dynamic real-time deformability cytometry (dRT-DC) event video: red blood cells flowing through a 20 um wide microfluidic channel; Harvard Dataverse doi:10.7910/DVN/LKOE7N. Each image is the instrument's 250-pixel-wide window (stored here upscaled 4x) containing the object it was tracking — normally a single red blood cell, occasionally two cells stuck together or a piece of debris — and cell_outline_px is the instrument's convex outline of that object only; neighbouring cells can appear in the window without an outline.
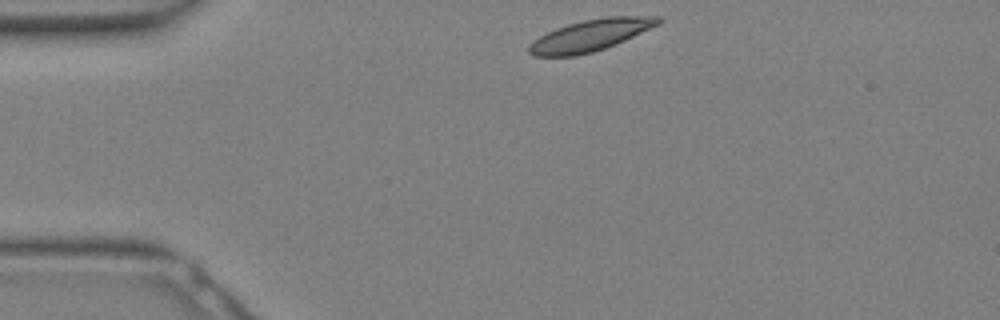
{"species": "Egyptian fruit bat (a non-hibernating species)", "species_latin": "Rousettus aegyptiacus", "temperature_condition": "warm", "stored_images_in_passage": 6, "camera_frame_rate_fps": 3000, "um_per_image_px": 0.085, "animal": {"sex": "female"}, "frame": {"image": 1, "passage_image": 1, "time_ms": 0.0, "image_size_px": [1000, 320], "cell_outline_px": [[664, 20], [660, 24], [616, 44], [592, 52], [576, 56], [532, 56], [528, 52], [528, 44], [540, 36], [556, 28], [568, 24], [584, 20], [608, 16], [660, 16]], "centroid_in_image_um": [50.2, 3.0], "position_along_channel_um": 34.8, "area_um2": 23.76}}
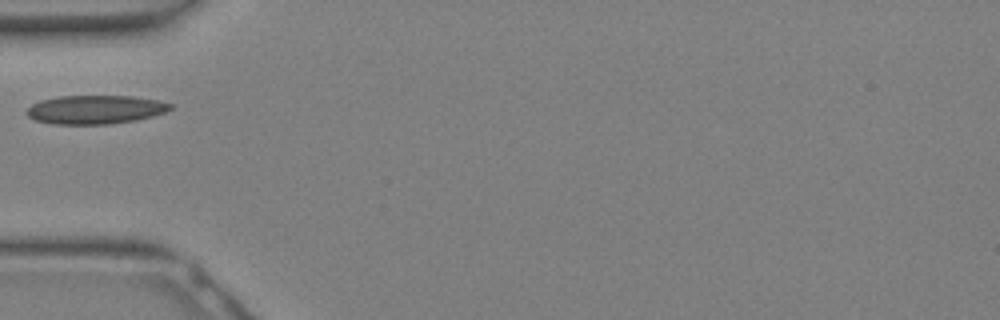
{"frame": {"image": 2, "passage_image": 5, "time_ms": 1.333, "image_size_px": [1000, 320], "cell_outline_px": [[172, 108], [164, 112], [152, 116], [136, 120], [108, 124], [52, 124], [36, 120], [28, 116], [24, 112], [32, 104], [40, 100], [60, 96], [132, 96], [160, 100], [172, 104]], "centroid_in_image_um": [8.09, 9.31], "position_along_channel_um": 76.9, "area_um2": 24.04}}